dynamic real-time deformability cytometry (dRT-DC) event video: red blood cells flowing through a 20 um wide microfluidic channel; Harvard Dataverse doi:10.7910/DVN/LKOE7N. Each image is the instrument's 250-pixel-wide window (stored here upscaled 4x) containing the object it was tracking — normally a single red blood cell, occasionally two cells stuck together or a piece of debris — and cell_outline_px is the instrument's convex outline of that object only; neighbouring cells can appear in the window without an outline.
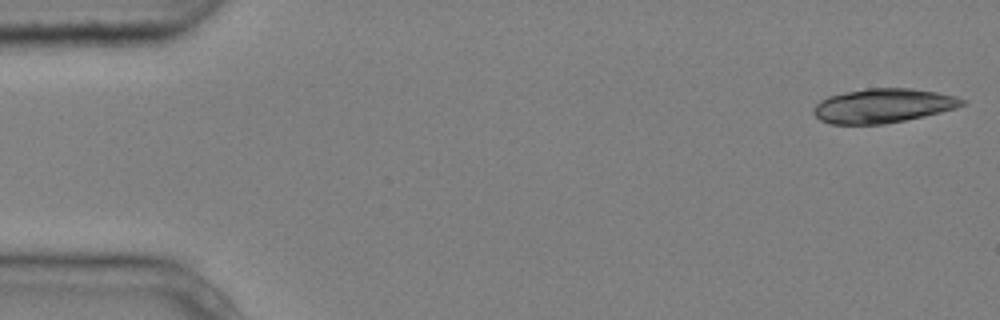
{"species": "common noctule bat (a hibernating species)", "species_latin": "Nyctalus noctula", "temperature_condition": "cold", "stored_images_in_passage": 6, "camera_frame_rate_fps": 3000, "um_per_image_px": 0.085, "animal": {"sex": "male", "body_mass_g": 20.4}, "frame": {"image": 1, "passage_image": 1, "time_ms": 0.0, "image_size_px": [1000, 320], "cell_outline_px": [[968, 104], [956, 108], [924, 116], [884, 124], [832, 124], [820, 120], [812, 112], [812, 108], [820, 100], [828, 96], [844, 92], [868, 88], [912, 88], [936, 92], [956, 96], [968, 100]], "centroid_in_image_um": [75.08, 8.98], "position_along_channel_um": 9.9, "area_um2": 29.82}}